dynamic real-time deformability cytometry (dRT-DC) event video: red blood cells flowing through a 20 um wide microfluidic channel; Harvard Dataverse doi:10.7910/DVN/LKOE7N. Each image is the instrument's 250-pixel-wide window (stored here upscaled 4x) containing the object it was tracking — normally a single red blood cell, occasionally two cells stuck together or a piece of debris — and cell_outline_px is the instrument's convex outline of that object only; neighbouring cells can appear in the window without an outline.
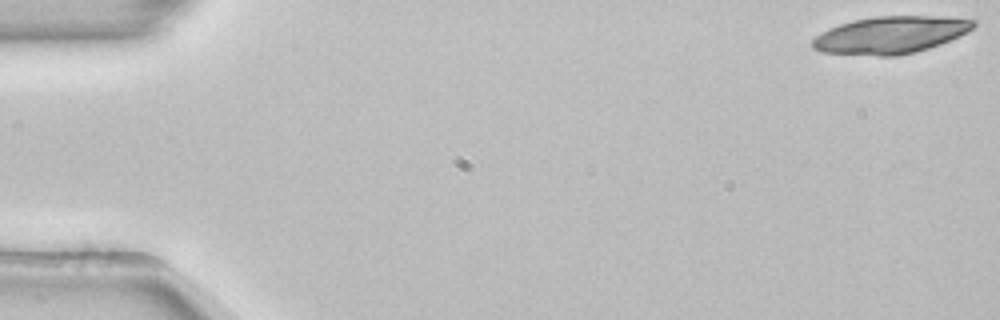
{"species": "common noctule bat (a hibernating species)", "species_latin": "Nyctalus noctula", "temperature_condition": "room temperature", "stored_images_in_passage": 18, "camera_frame_rate_fps": 3000, "um_per_image_px": 0.085, "animal": {"sex": "female", "body_mass_g": 22.7, "forearm_length_mm": 54.2}, "frame": {"image": 1, "passage_image": 1, "time_ms": 0.0, "image_size_px": [1000, 320], "cell_outline_px": [[976, 24], [968, 32], [960, 36], [940, 44], [916, 52], [896, 56], [880, 56], [820, 52], [812, 48], [812, 40], [816, 36], [828, 28], [852, 20], [872, 16], [948, 16], [976, 20]], "centroid_in_image_um": [75.71, 2.96], "position_along_channel_um": 9.3, "area_um2": 35.2}}